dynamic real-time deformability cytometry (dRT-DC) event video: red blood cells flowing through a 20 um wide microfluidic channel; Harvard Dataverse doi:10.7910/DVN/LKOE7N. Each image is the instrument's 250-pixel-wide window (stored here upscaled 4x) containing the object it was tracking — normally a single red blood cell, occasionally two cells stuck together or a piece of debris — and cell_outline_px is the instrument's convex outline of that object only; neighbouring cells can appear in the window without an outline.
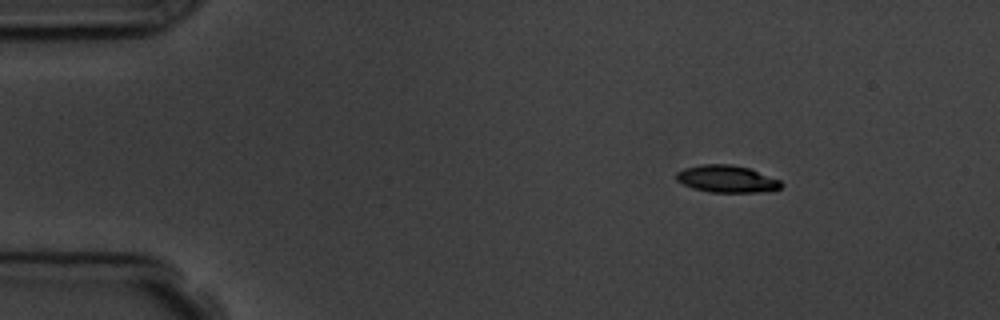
{"species": "common noctule bat (a hibernating species)", "species_latin": "Nyctalus noctula", "temperature_condition": "room temperature", "stored_images_in_passage": 7, "camera_frame_rate_fps": 3000, "um_per_image_px": 0.085, "animal": {"sex": "male", "body_mass_g": 19.5, "forearm_length_mm": 54.6}, "frame": {"image": 1, "passage_image": 1, "time_ms": 0.0, "image_size_px": [1000, 320], "cell_outline_px": [[784, 184], [780, 188], [760, 192], [712, 192], [692, 188], [676, 180], [676, 172], [684, 168], [700, 164], [732, 164], [748, 168], [780, 180]], "centroid_in_image_um": [61.75, 15.2], "position_along_channel_um": 23.2, "area_um2": 16.53}}
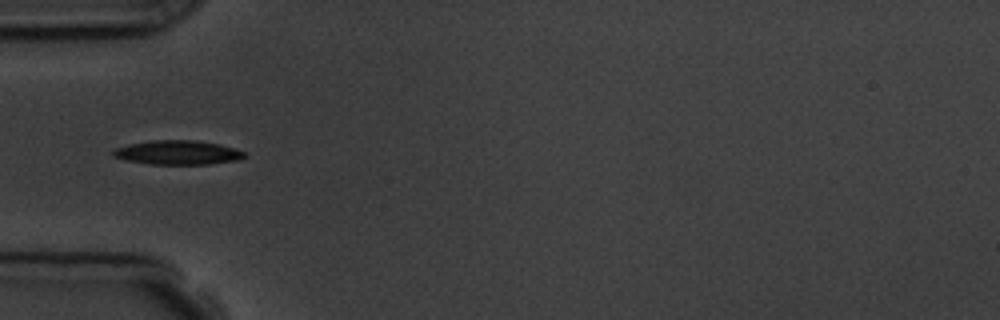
{"frame": {"image": 2, "passage_image": 4, "time_ms": 3.333, "image_size_px": [1000, 320], "cell_outline_px": [[244, 156], [240, 160], [208, 164], [148, 164], [124, 160], [112, 156], [112, 148], [128, 144], [152, 140], [196, 140], [220, 144], [236, 148], [244, 152]], "centroid_in_image_um": [15.06, 12.96], "position_along_channel_um": 69.9, "area_um2": 18.73}}